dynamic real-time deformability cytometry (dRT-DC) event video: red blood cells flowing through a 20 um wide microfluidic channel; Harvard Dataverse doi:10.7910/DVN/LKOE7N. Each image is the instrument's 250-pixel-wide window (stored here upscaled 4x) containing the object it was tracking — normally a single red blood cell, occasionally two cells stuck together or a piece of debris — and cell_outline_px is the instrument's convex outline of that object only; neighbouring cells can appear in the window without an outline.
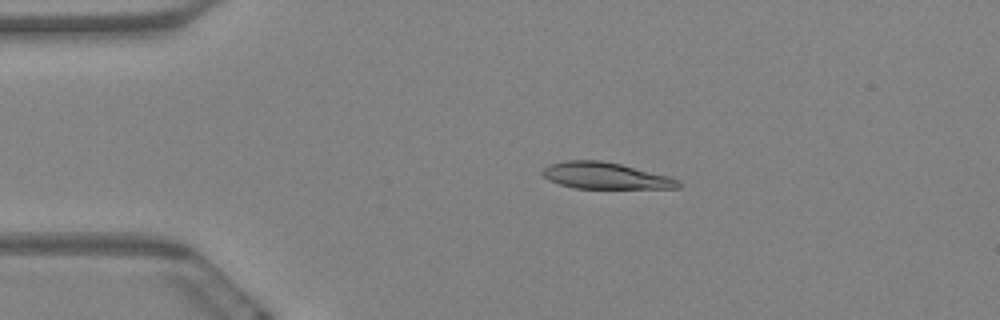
{"species": "Egyptian fruit bat (a non-hibernating species)", "species_latin": "Rousettus aegyptiacus", "temperature_condition": "warm", "stored_images_in_passage": 8, "camera_frame_rate_fps": 3000, "um_per_image_px": 0.085, "animal": {"sex": "female"}, "frame": {"image": 1, "passage_image": 4, "time_ms": 1.0, "image_size_px": [1000, 320], "cell_outline_px": [[680, 188], [576, 188], [560, 184], [548, 180], [540, 172], [548, 164], [564, 160], [600, 160], [620, 164], [668, 176], [680, 180]], "centroid_in_image_um": [51.42, 14.93], "position_along_channel_um": 33.6, "area_um2": 20.87}}
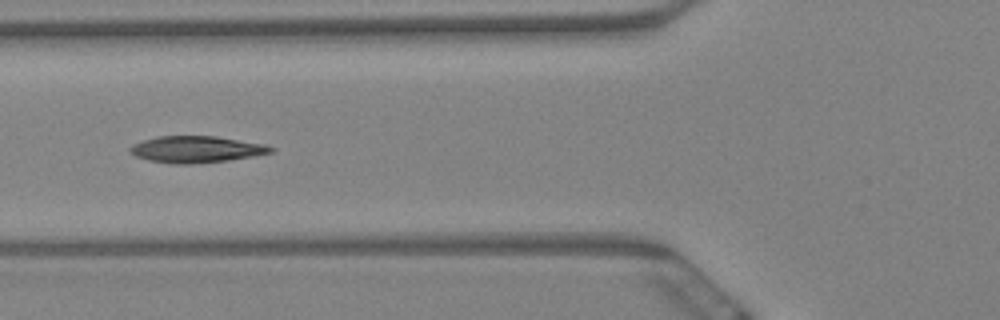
{"frame": {"image": 2, "passage_image": 7, "time_ms": 2.0, "image_size_px": [1000, 320], "cell_outline_px": [[276, 152], [228, 160], [192, 164], [172, 164], [148, 160], [136, 156], [128, 148], [132, 144], [156, 136], [216, 136], [264, 144], [276, 148]], "centroid_in_image_um": [16.7, 12.69], "position_along_channel_um": 109.1, "area_um2": 21.85}}
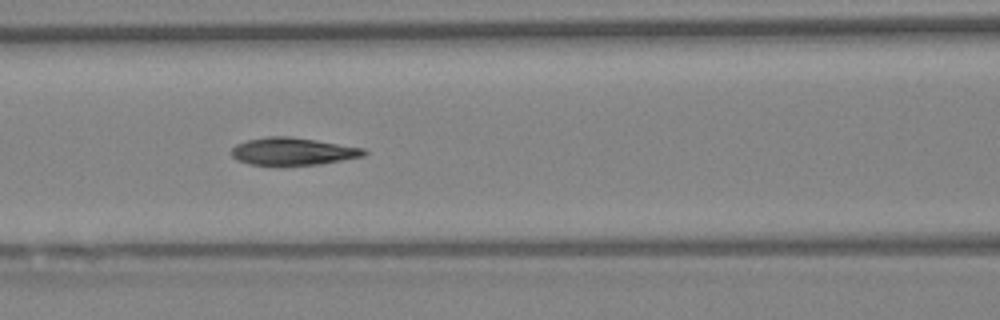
{"frame": {"image": 3, "passage_image": 8, "time_ms": 2.333, "image_size_px": [1000, 320], "cell_outline_px": [[368, 152], [364, 156], [320, 164], [276, 168], [248, 164], [236, 160], [232, 156], [232, 148], [236, 144], [248, 140], [268, 136], [288, 136], [316, 140], [364, 148]], "centroid_in_image_um": [24.85, 12.91], "position_along_channel_um": 141.8, "area_um2": 21.96}}